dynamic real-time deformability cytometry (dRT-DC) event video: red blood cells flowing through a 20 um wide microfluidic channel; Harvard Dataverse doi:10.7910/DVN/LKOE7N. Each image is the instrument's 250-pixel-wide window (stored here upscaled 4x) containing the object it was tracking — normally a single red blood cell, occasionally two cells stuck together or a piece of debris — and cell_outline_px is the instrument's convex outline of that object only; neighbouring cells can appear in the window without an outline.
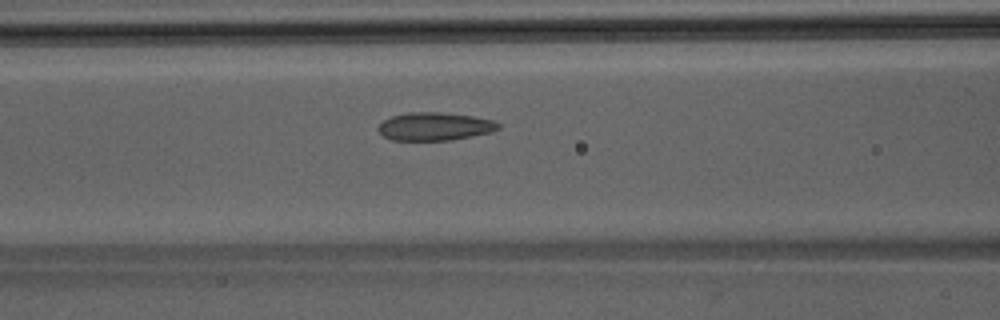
{"species": "Egyptian fruit bat (a non-hibernating species)", "species_latin": "Rousettus aegyptiacus", "temperature_condition": "room temperature", "stored_images_in_passage": 43, "camera_frame_rate_fps": 3000, "um_per_image_px": 0.085, "animal": {"sex": "male"}, "frame": {"image": 1, "passage_image": 15, "time_ms": 4.667, "image_size_px": [1000, 320], "cell_outline_px": [[500, 128], [488, 132], [452, 140], [392, 140], [384, 136], [376, 128], [384, 120], [392, 116], [408, 112], [444, 112], [472, 116], [492, 120], [500, 124]], "centroid_in_image_um": [36.92, 10.74], "position_along_channel_um": 129.7, "area_um2": 19.48}}
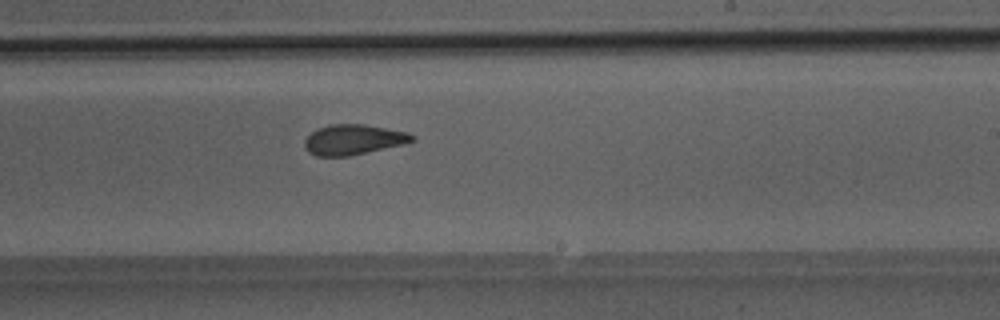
{"frame": {"image": 2, "passage_image": 24, "time_ms": 7.667, "image_size_px": [1000, 320], "cell_outline_px": [[416, 140], [404, 144], [348, 156], [316, 156], [308, 152], [304, 148], [304, 140], [316, 128], [328, 124], [364, 124], [408, 132], [416, 136]], "centroid_in_image_um": [30.03, 11.86], "position_along_channel_um": 259.0, "area_um2": 19.07}}
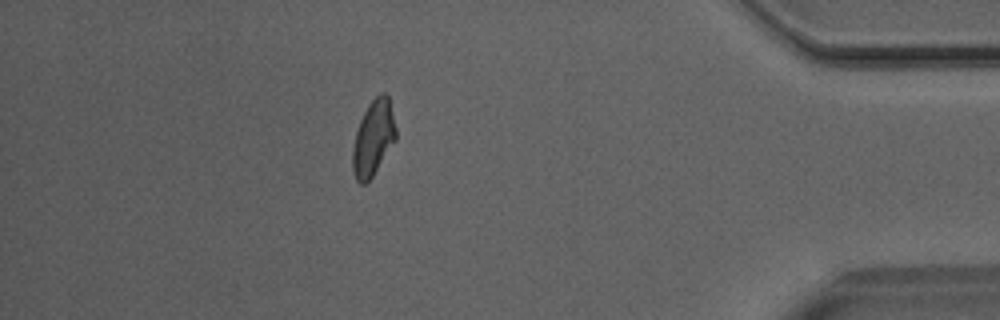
{"frame": {"image": 3, "passage_image": 37, "time_ms": 12.0, "image_size_px": [1000, 320], "cell_outline_px": [[396, 140], [372, 176], [364, 184], [360, 184], [356, 180], [352, 168], [352, 152], [356, 132], [360, 120], [368, 104], [380, 92], [384, 92], [388, 96], [396, 128]], "centroid_in_image_um": [31.73, 11.73], "position_along_channel_um": 403.5, "area_um2": 18.84}}